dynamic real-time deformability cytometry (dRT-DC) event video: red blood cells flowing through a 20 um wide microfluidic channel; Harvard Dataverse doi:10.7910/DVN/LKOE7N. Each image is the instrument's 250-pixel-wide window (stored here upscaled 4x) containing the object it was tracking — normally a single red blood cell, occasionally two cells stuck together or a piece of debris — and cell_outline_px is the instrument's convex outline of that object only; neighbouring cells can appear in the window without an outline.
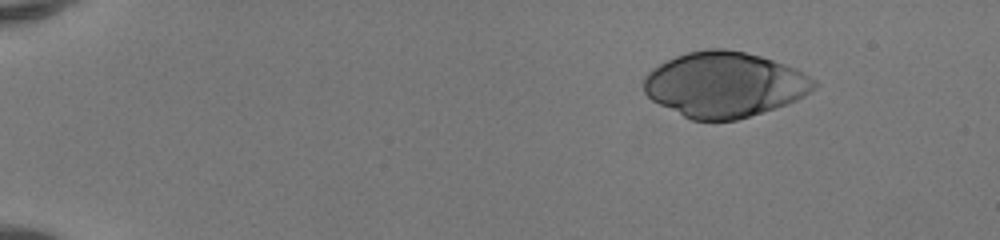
{"species": "human", "species_latin": "Homo sapiens", "temperature_condition": "room temperature", "stored_images_in_passage": 50, "camera_frame_rate_fps": 3000, "um_per_image_px": 0.085, "donor": {"sex": "female"}, "frame": {"image": 1, "passage_image": 7, "time_ms": 2.0, "image_size_px": [1000, 240], "cell_outline_px": [[820, 84], [804, 96], [788, 104], [736, 120], [692, 120], [652, 100], [644, 92], [644, 76], [652, 68], [676, 56], [688, 52], [708, 48], [724, 48], [744, 52], [760, 56], [796, 68], [816, 80]], "centroid_in_image_um": [61.6, 7.18], "position_along_channel_um": 23.4, "area_um2": 64.5}}